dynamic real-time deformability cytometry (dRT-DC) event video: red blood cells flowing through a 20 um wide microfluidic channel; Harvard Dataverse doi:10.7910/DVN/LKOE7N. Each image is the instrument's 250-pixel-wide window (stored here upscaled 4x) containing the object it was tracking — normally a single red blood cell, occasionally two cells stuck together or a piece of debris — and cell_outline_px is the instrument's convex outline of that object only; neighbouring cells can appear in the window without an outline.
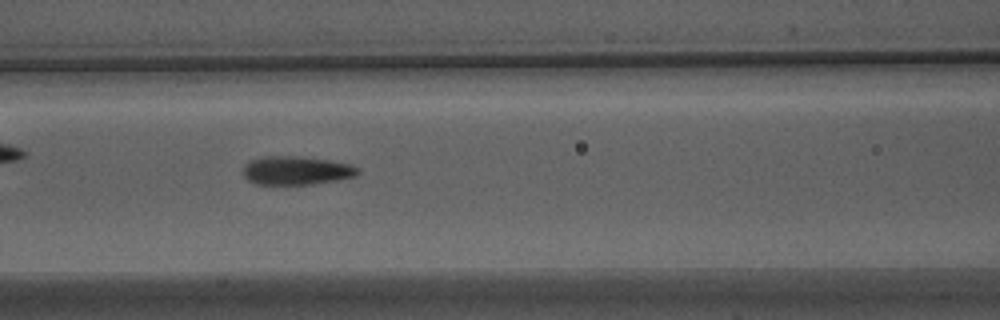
{"species": "Egyptian fruit bat (a non-hibernating species)", "species_latin": "Rousettus aegyptiacus", "temperature_condition": "warm", "stored_images_in_passage": 44, "camera_frame_rate_fps": 3000, "um_per_image_px": 0.085, "animal": {"sex": "male"}, "frame": {"image": 1, "passage_image": 23, "time_ms": 7.333, "image_size_px": [1000, 320], "cell_outline_px": [[360, 172], [356, 176], [336, 180], [312, 184], [256, 184], [248, 180], [244, 176], [244, 164], [248, 160], [264, 156], [296, 156], [328, 160], [352, 164], [360, 168]], "centroid_in_image_um": [25.2, 14.48], "position_along_channel_um": 141.4, "area_um2": 19.19}}
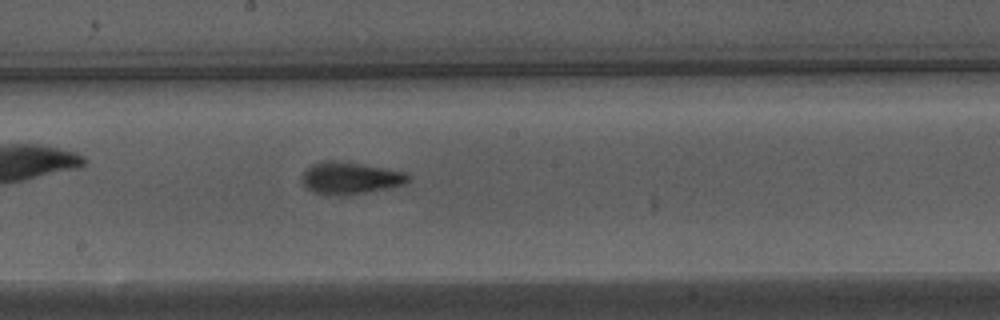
{"frame": {"image": 2, "passage_image": 29, "time_ms": 9.333, "image_size_px": [1000, 320], "cell_outline_px": [[408, 180], [404, 184], [344, 196], [336, 196], [312, 192], [300, 180], [300, 176], [312, 164], [320, 160], [336, 160], [364, 164], [388, 168], [404, 172], [408, 176]], "centroid_in_image_um": [29.7, 15.12], "position_along_channel_um": 218.5, "area_um2": 19.88}}
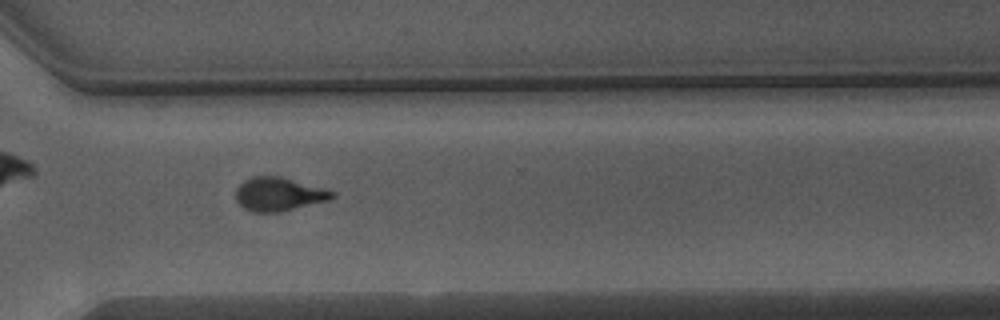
{"frame": {"image": 3, "passage_image": 39, "time_ms": 12.667, "image_size_px": [1000, 320], "cell_outline_px": [[336, 196], [328, 200], [280, 212], [252, 212], [244, 208], [236, 200], [236, 188], [244, 180], [252, 176], [280, 176], [336, 192]], "centroid_in_image_um": [23.67, 16.5], "position_along_channel_um": 346.9, "area_um2": 18.73}}